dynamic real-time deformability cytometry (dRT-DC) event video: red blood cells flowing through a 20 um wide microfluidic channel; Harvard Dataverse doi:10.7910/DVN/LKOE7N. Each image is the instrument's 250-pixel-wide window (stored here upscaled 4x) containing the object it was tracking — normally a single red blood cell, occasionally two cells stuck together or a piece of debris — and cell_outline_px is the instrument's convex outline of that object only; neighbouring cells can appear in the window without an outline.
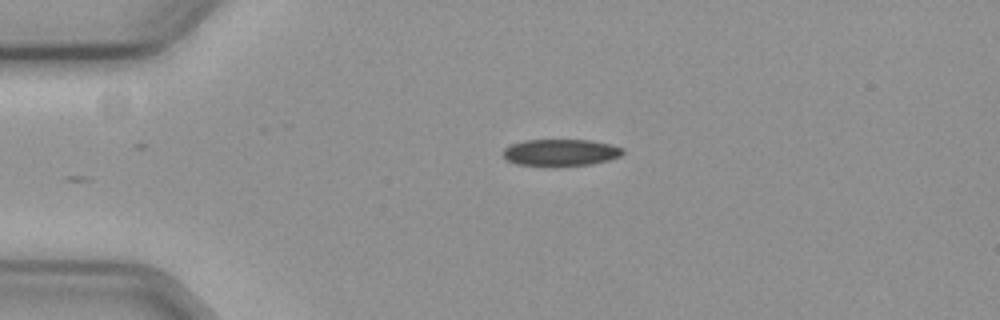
{"species": "common noctule bat (a hibernating species)", "species_latin": "Nyctalus noctula", "temperature_condition": "cold", "stored_images_in_passage": 40, "camera_frame_rate_fps": 3000, "um_per_image_px": 0.085, "animal": {"sex": "female", "body_mass_g": 19.3, "forearm_length_mm": 54.1}, "frame": {"image": 1, "passage_image": 1, "time_ms": 0.0, "image_size_px": [1000, 320], "cell_outline_px": [[624, 152], [620, 156], [608, 160], [588, 164], [516, 164], [508, 160], [504, 156], [504, 148], [512, 144], [524, 140], [588, 140], [608, 144], [624, 148]], "centroid_in_image_um": [47.67, 12.93], "position_along_channel_um": 37.3, "area_um2": 17.92}}
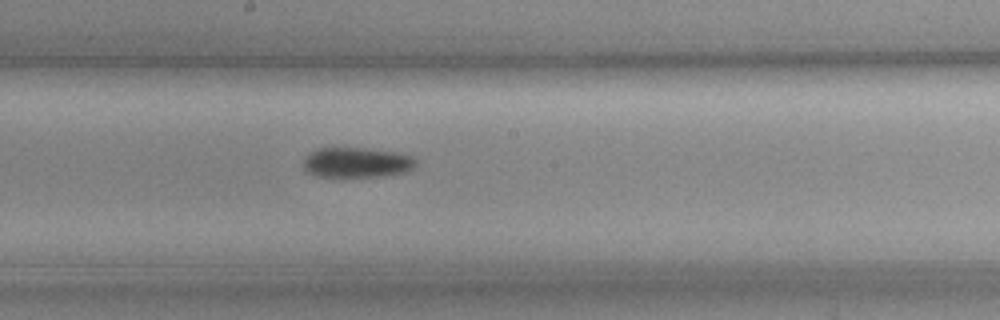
{"frame": {"image": 2, "passage_image": 19, "time_ms": 6.0, "image_size_px": [1000, 320], "cell_outline_px": [[416, 164], [408, 172], [380, 176], [344, 180], [316, 176], [308, 172], [304, 168], [304, 160], [312, 152], [320, 148], [364, 148], [392, 152], [412, 156], [416, 160]], "centroid_in_image_um": [30.31, 13.87], "position_along_channel_um": 217.9, "area_um2": 20.29}}
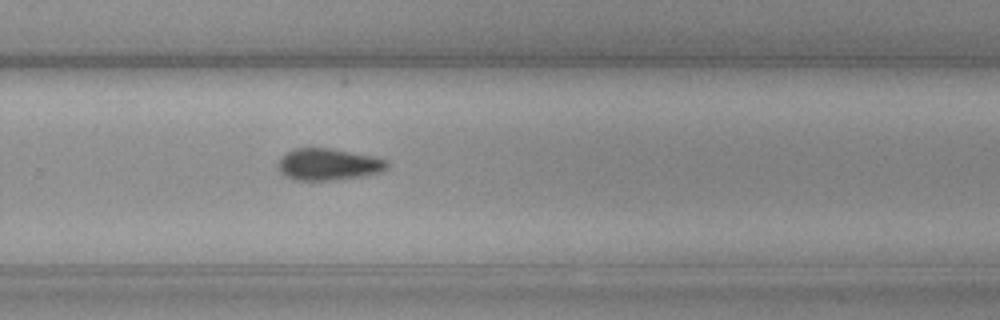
{"frame": {"image": 3, "passage_image": 26, "time_ms": 8.333, "image_size_px": [1000, 320], "cell_outline_px": [[388, 168], [380, 172], [364, 176], [336, 180], [292, 180], [284, 176], [280, 172], [280, 156], [296, 148], [328, 148], [376, 156], [388, 160]], "centroid_in_image_um": [27.95, 13.98], "position_along_channel_um": 301.9, "area_um2": 20.29}}